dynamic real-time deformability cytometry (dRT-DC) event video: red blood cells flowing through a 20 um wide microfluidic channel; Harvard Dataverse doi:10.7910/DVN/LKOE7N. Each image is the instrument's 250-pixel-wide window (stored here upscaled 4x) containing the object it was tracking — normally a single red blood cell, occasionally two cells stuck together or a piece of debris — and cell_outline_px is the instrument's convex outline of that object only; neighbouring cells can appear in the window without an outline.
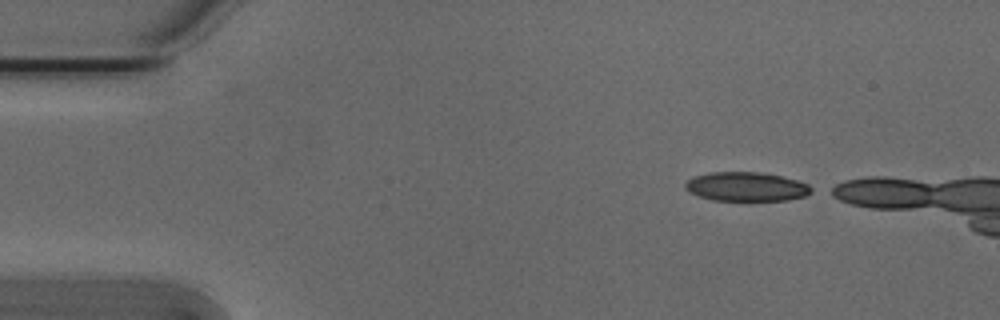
{"species": "Egyptian fruit bat (a non-hibernating species)", "species_latin": "Rousettus aegyptiacus", "temperature_condition": "cold", "stored_images_in_passage": 5, "camera_frame_rate_fps": 3000, "um_per_image_px": 0.085, "animal": {"sex": "male"}, "frame": {"image": 1, "passage_image": 1, "time_ms": 0.0, "image_size_px": [1000, 320], "cell_outline_px": [[816, 188], [812, 192], [804, 196], [788, 200], [748, 204], [712, 200], [688, 192], [684, 188], [684, 184], [692, 176], [708, 172], [760, 172], [780, 176], [796, 180], [808, 184]], "centroid_in_image_um": [63.44, 15.92], "position_along_channel_um": 21.6, "area_um2": 22.6}}